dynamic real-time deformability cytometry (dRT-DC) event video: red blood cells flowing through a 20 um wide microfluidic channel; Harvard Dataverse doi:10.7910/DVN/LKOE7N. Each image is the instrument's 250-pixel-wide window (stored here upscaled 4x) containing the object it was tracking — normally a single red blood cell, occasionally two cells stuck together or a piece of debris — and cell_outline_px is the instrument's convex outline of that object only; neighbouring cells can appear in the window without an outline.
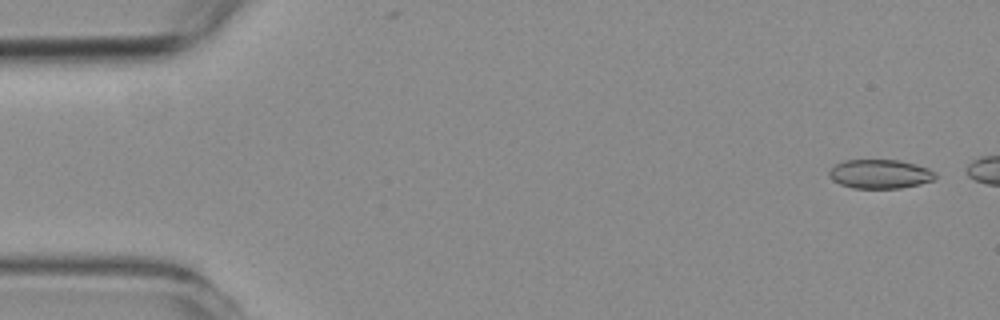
{"species": "common noctule bat (a hibernating species)", "species_latin": "Nyctalus noctula", "temperature_condition": "room temperature", "stored_images_in_passage": 12, "camera_frame_rate_fps": 3000, "um_per_image_px": 0.085, "animal": {"sex": "female", "body_mass_g": 19.3, "forearm_length_mm": 54.1}, "frame": {"image": 1, "passage_image": 3, "time_ms": 0.667, "image_size_px": [1000, 320], "cell_outline_px": [[936, 176], [932, 180], [920, 184], [900, 188], [852, 188], [840, 184], [832, 180], [828, 176], [828, 172], [836, 164], [844, 160], [900, 160], [916, 164], [928, 168], [936, 172]], "centroid_in_image_um": [74.79, 14.79], "position_along_channel_um": 10.2, "area_um2": 18.03}}